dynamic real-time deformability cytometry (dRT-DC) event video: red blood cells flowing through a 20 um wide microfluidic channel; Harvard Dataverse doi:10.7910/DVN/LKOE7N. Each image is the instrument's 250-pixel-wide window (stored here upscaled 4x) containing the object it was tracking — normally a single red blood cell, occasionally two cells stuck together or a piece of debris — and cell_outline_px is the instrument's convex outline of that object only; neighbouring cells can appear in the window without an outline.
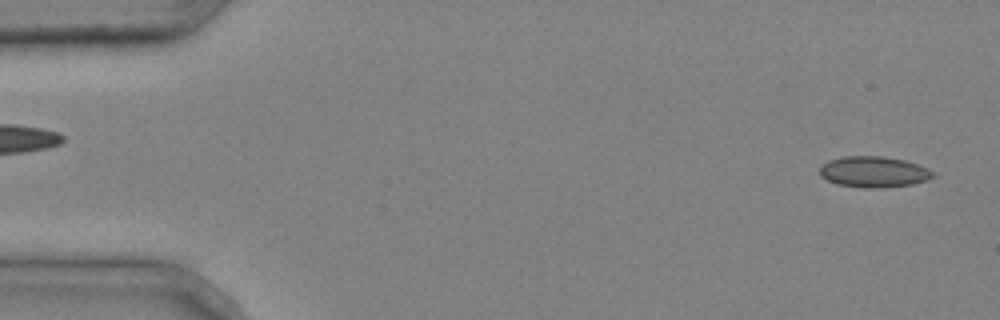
{"species": "common noctule bat (a hibernating species)", "species_latin": "Nyctalus noctula", "temperature_condition": "cold", "stored_images_in_passage": 2, "segment_of_instrument_passage": [2, 2], "camera_frame_rate_fps": 3000, "um_per_image_px": 0.085, "animal": {"sex": "male", "body_mass_g": 20.4}, "frame": {"image": 1, "passage_image": 2, "time_ms": 0.333, "image_size_px": [1000, 320], "cell_outline_px": [[936, 176], [928, 180], [912, 184], [880, 188], [864, 188], [836, 184], [820, 176], [820, 164], [828, 160], [844, 156], [884, 156], [904, 160], [928, 168], [936, 172]], "centroid_in_image_um": [74.27, 14.61], "position_along_channel_um": 10.7, "area_um2": 20.69}}